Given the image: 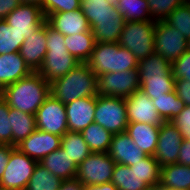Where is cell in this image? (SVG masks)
<instances>
[{
	"instance_id": "6da1fadb",
	"label": "cell",
	"mask_w": 190,
	"mask_h": 190,
	"mask_svg": "<svg viewBox=\"0 0 190 190\" xmlns=\"http://www.w3.org/2000/svg\"><path fill=\"white\" fill-rule=\"evenodd\" d=\"M95 43H118L125 21L114 0H81Z\"/></svg>"
},
{
	"instance_id": "7a4b0ae2",
	"label": "cell",
	"mask_w": 190,
	"mask_h": 190,
	"mask_svg": "<svg viewBox=\"0 0 190 190\" xmlns=\"http://www.w3.org/2000/svg\"><path fill=\"white\" fill-rule=\"evenodd\" d=\"M50 94V84L38 72H32L0 91V97L10 108L33 115Z\"/></svg>"
},
{
	"instance_id": "3957f363",
	"label": "cell",
	"mask_w": 190,
	"mask_h": 190,
	"mask_svg": "<svg viewBox=\"0 0 190 190\" xmlns=\"http://www.w3.org/2000/svg\"><path fill=\"white\" fill-rule=\"evenodd\" d=\"M98 76L87 63H79L63 77L50 83L51 95L68 104L76 99L97 96Z\"/></svg>"
},
{
	"instance_id": "277c9868",
	"label": "cell",
	"mask_w": 190,
	"mask_h": 190,
	"mask_svg": "<svg viewBox=\"0 0 190 190\" xmlns=\"http://www.w3.org/2000/svg\"><path fill=\"white\" fill-rule=\"evenodd\" d=\"M64 35L46 22V48L43 64L37 71L49 84L74 69L79 62L68 52Z\"/></svg>"
},
{
	"instance_id": "5b68a950",
	"label": "cell",
	"mask_w": 190,
	"mask_h": 190,
	"mask_svg": "<svg viewBox=\"0 0 190 190\" xmlns=\"http://www.w3.org/2000/svg\"><path fill=\"white\" fill-rule=\"evenodd\" d=\"M96 76L137 69V58L119 43H95L94 50L86 62Z\"/></svg>"
},
{
	"instance_id": "8992f818",
	"label": "cell",
	"mask_w": 190,
	"mask_h": 190,
	"mask_svg": "<svg viewBox=\"0 0 190 190\" xmlns=\"http://www.w3.org/2000/svg\"><path fill=\"white\" fill-rule=\"evenodd\" d=\"M156 21H128L120 35L119 45L128 49L137 60L155 53Z\"/></svg>"
},
{
	"instance_id": "52a82bcc",
	"label": "cell",
	"mask_w": 190,
	"mask_h": 190,
	"mask_svg": "<svg viewBox=\"0 0 190 190\" xmlns=\"http://www.w3.org/2000/svg\"><path fill=\"white\" fill-rule=\"evenodd\" d=\"M126 100L97 95L94 122L112 134L126 132L128 126Z\"/></svg>"
},
{
	"instance_id": "ba28073f",
	"label": "cell",
	"mask_w": 190,
	"mask_h": 190,
	"mask_svg": "<svg viewBox=\"0 0 190 190\" xmlns=\"http://www.w3.org/2000/svg\"><path fill=\"white\" fill-rule=\"evenodd\" d=\"M37 163V161L22 153L17 147H14L10 153V159L3 176L0 179V189H26Z\"/></svg>"
},
{
	"instance_id": "9c48e42d",
	"label": "cell",
	"mask_w": 190,
	"mask_h": 190,
	"mask_svg": "<svg viewBox=\"0 0 190 190\" xmlns=\"http://www.w3.org/2000/svg\"><path fill=\"white\" fill-rule=\"evenodd\" d=\"M116 163L108 153L91 152L77 167L76 178L84 185H101L111 182Z\"/></svg>"
},
{
	"instance_id": "30bf717a",
	"label": "cell",
	"mask_w": 190,
	"mask_h": 190,
	"mask_svg": "<svg viewBox=\"0 0 190 190\" xmlns=\"http://www.w3.org/2000/svg\"><path fill=\"white\" fill-rule=\"evenodd\" d=\"M140 89L139 72L129 69L98 76L97 95L127 98Z\"/></svg>"
},
{
	"instance_id": "8fae6325",
	"label": "cell",
	"mask_w": 190,
	"mask_h": 190,
	"mask_svg": "<svg viewBox=\"0 0 190 190\" xmlns=\"http://www.w3.org/2000/svg\"><path fill=\"white\" fill-rule=\"evenodd\" d=\"M155 53L172 63L187 50V39L165 21L155 23Z\"/></svg>"
},
{
	"instance_id": "7c38bea8",
	"label": "cell",
	"mask_w": 190,
	"mask_h": 190,
	"mask_svg": "<svg viewBox=\"0 0 190 190\" xmlns=\"http://www.w3.org/2000/svg\"><path fill=\"white\" fill-rule=\"evenodd\" d=\"M37 129L63 136L68 131L65 104L51 94L35 113Z\"/></svg>"
},
{
	"instance_id": "4fadbf2b",
	"label": "cell",
	"mask_w": 190,
	"mask_h": 190,
	"mask_svg": "<svg viewBox=\"0 0 190 190\" xmlns=\"http://www.w3.org/2000/svg\"><path fill=\"white\" fill-rule=\"evenodd\" d=\"M182 142L183 138L178 128L170 121L164 122L160 126L154 159L161 166L177 163Z\"/></svg>"
},
{
	"instance_id": "5bb4252c",
	"label": "cell",
	"mask_w": 190,
	"mask_h": 190,
	"mask_svg": "<svg viewBox=\"0 0 190 190\" xmlns=\"http://www.w3.org/2000/svg\"><path fill=\"white\" fill-rule=\"evenodd\" d=\"M4 21L20 32L23 38L28 39L46 21V18L40 6L21 3L4 18Z\"/></svg>"
},
{
	"instance_id": "9a60e30c",
	"label": "cell",
	"mask_w": 190,
	"mask_h": 190,
	"mask_svg": "<svg viewBox=\"0 0 190 190\" xmlns=\"http://www.w3.org/2000/svg\"><path fill=\"white\" fill-rule=\"evenodd\" d=\"M129 123L162 125L164 121L157 112L153 100L140 89L125 98Z\"/></svg>"
},
{
	"instance_id": "2e32d148",
	"label": "cell",
	"mask_w": 190,
	"mask_h": 190,
	"mask_svg": "<svg viewBox=\"0 0 190 190\" xmlns=\"http://www.w3.org/2000/svg\"><path fill=\"white\" fill-rule=\"evenodd\" d=\"M60 146L61 136L37 129L16 147L33 160L41 162L46 155L56 151Z\"/></svg>"
},
{
	"instance_id": "e0dca14e",
	"label": "cell",
	"mask_w": 190,
	"mask_h": 190,
	"mask_svg": "<svg viewBox=\"0 0 190 190\" xmlns=\"http://www.w3.org/2000/svg\"><path fill=\"white\" fill-rule=\"evenodd\" d=\"M96 97H84L65 104L68 131L81 133L94 122Z\"/></svg>"
},
{
	"instance_id": "ac0fdd59",
	"label": "cell",
	"mask_w": 190,
	"mask_h": 190,
	"mask_svg": "<svg viewBox=\"0 0 190 190\" xmlns=\"http://www.w3.org/2000/svg\"><path fill=\"white\" fill-rule=\"evenodd\" d=\"M108 155L116 164L127 166H133L147 156L126 132L113 134Z\"/></svg>"
},
{
	"instance_id": "d6986e66",
	"label": "cell",
	"mask_w": 190,
	"mask_h": 190,
	"mask_svg": "<svg viewBox=\"0 0 190 190\" xmlns=\"http://www.w3.org/2000/svg\"><path fill=\"white\" fill-rule=\"evenodd\" d=\"M46 21L36 29L31 37L22 43L19 53L33 72H37L43 64L46 48Z\"/></svg>"
},
{
	"instance_id": "ffe728a7",
	"label": "cell",
	"mask_w": 190,
	"mask_h": 190,
	"mask_svg": "<svg viewBox=\"0 0 190 190\" xmlns=\"http://www.w3.org/2000/svg\"><path fill=\"white\" fill-rule=\"evenodd\" d=\"M46 22L64 36L91 30L88 19L81 9L50 14L46 17Z\"/></svg>"
},
{
	"instance_id": "44dd1931",
	"label": "cell",
	"mask_w": 190,
	"mask_h": 190,
	"mask_svg": "<svg viewBox=\"0 0 190 190\" xmlns=\"http://www.w3.org/2000/svg\"><path fill=\"white\" fill-rule=\"evenodd\" d=\"M33 71L25 63L19 52L0 55V91Z\"/></svg>"
},
{
	"instance_id": "7402d4cb",
	"label": "cell",
	"mask_w": 190,
	"mask_h": 190,
	"mask_svg": "<svg viewBox=\"0 0 190 190\" xmlns=\"http://www.w3.org/2000/svg\"><path fill=\"white\" fill-rule=\"evenodd\" d=\"M160 126L146 123H128L126 133L146 155L153 156L158 142Z\"/></svg>"
},
{
	"instance_id": "603a6c76",
	"label": "cell",
	"mask_w": 190,
	"mask_h": 190,
	"mask_svg": "<svg viewBox=\"0 0 190 190\" xmlns=\"http://www.w3.org/2000/svg\"><path fill=\"white\" fill-rule=\"evenodd\" d=\"M40 163L61 180L76 178L78 166L71 163L70 157L61 147L46 155Z\"/></svg>"
},
{
	"instance_id": "cb8c5ba5",
	"label": "cell",
	"mask_w": 190,
	"mask_h": 190,
	"mask_svg": "<svg viewBox=\"0 0 190 190\" xmlns=\"http://www.w3.org/2000/svg\"><path fill=\"white\" fill-rule=\"evenodd\" d=\"M159 183L170 189L190 190V166L179 163L162 166Z\"/></svg>"
},
{
	"instance_id": "d4e9b609",
	"label": "cell",
	"mask_w": 190,
	"mask_h": 190,
	"mask_svg": "<svg viewBox=\"0 0 190 190\" xmlns=\"http://www.w3.org/2000/svg\"><path fill=\"white\" fill-rule=\"evenodd\" d=\"M140 83L143 80L155 77H174L171 71V63L161 55L153 53L137 63Z\"/></svg>"
},
{
	"instance_id": "484cf974",
	"label": "cell",
	"mask_w": 190,
	"mask_h": 190,
	"mask_svg": "<svg viewBox=\"0 0 190 190\" xmlns=\"http://www.w3.org/2000/svg\"><path fill=\"white\" fill-rule=\"evenodd\" d=\"M9 117H11L12 145L14 147L37 130L36 119L33 114L10 108Z\"/></svg>"
},
{
	"instance_id": "4316f807",
	"label": "cell",
	"mask_w": 190,
	"mask_h": 190,
	"mask_svg": "<svg viewBox=\"0 0 190 190\" xmlns=\"http://www.w3.org/2000/svg\"><path fill=\"white\" fill-rule=\"evenodd\" d=\"M64 40L68 52L79 63H86L89 60L95 46L94 35L91 30L88 32L65 36Z\"/></svg>"
},
{
	"instance_id": "83f0119b",
	"label": "cell",
	"mask_w": 190,
	"mask_h": 190,
	"mask_svg": "<svg viewBox=\"0 0 190 190\" xmlns=\"http://www.w3.org/2000/svg\"><path fill=\"white\" fill-rule=\"evenodd\" d=\"M70 157L71 163L77 166L84 161L91 153L88 144L84 141L79 132L67 131L61 137V146Z\"/></svg>"
},
{
	"instance_id": "f1b7e54d",
	"label": "cell",
	"mask_w": 190,
	"mask_h": 190,
	"mask_svg": "<svg viewBox=\"0 0 190 190\" xmlns=\"http://www.w3.org/2000/svg\"><path fill=\"white\" fill-rule=\"evenodd\" d=\"M91 152L108 153L113 134L93 122L81 132Z\"/></svg>"
},
{
	"instance_id": "f546056e",
	"label": "cell",
	"mask_w": 190,
	"mask_h": 190,
	"mask_svg": "<svg viewBox=\"0 0 190 190\" xmlns=\"http://www.w3.org/2000/svg\"><path fill=\"white\" fill-rule=\"evenodd\" d=\"M111 182L119 190H143L148 186L135 170L123 164L115 165Z\"/></svg>"
},
{
	"instance_id": "4dcf8cb0",
	"label": "cell",
	"mask_w": 190,
	"mask_h": 190,
	"mask_svg": "<svg viewBox=\"0 0 190 190\" xmlns=\"http://www.w3.org/2000/svg\"><path fill=\"white\" fill-rule=\"evenodd\" d=\"M124 21H153L146 0H114Z\"/></svg>"
},
{
	"instance_id": "1f68e13d",
	"label": "cell",
	"mask_w": 190,
	"mask_h": 190,
	"mask_svg": "<svg viewBox=\"0 0 190 190\" xmlns=\"http://www.w3.org/2000/svg\"><path fill=\"white\" fill-rule=\"evenodd\" d=\"M153 104L164 122L171 121L182 112L185 103L173 92L163 94L153 100Z\"/></svg>"
},
{
	"instance_id": "d6a6232c",
	"label": "cell",
	"mask_w": 190,
	"mask_h": 190,
	"mask_svg": "<svg viewBox=\"0 0 190 190\" xmlns=\"http://www.w3.org/2000/svg\"><path fill=\"white\" fill-rule=\"evenodd\" d=\"M62 180L50 173L40 162L34 168L26 190H58Z\"/></svg>"
},
{
	"instance_id": "836d02e7",
	"label": "cell",
	"mask_w": 190,
	"mask_h": 190,
	"mask_svg": "<svg viewBox=\"0 0 190 190\" xmlns=\"http://www.w3.org/2000/svg\"><path fill=\"white\" fill-rule=\"evenodd\" d=\"M25 38L12 26L6 24L4 19L0 22V55L19 52Z\"/></svg>"
},
{
	"instance_id": "e575fe53",
	"label": "cell",
	"mask_w": 190,
	"mask_h": 190,
	"mask_svg": "<svg viewBox=\"0 0 190 190\" xmlns=\"http://www.w3.org/2000/svg\"><path fill=\"white\" fill-rule=\"evenodd\" d=\"M174 77H155L143 80L140 83V90L143 91L152 100L174 91Z\"/></svg>"
},
{
	"instance_id": "d590c367",
	"label": "cell",
	"mask_w": 190,
	"mask_h": 190,
	"mask_svg": "<svg viewBox=\"0 0 190 190\" xmlns=\"http://www.w3.org/2000/svg\"><path fill=\"white\" fill-rule=\"evenodd\" d=\"M129 168L133 171L135 170L147 185L159 183L162 166L153 156L147 155L143 160L129 166Z\"/></svg>"
},
{
	"instance_id": "8d00e7d4",
	"label": "cell",
	"mask_w": 190,
	"mask_h": 190,
	"mask_svg": "<svg viewBox=\"0 0 190 190\" xmlns=\"http://www.w3.org/2000/svg\"><path fill=\"white\" fill-rule=\"evenodd\" d=\"M168 25L175 27L185 39L190 38V0L177 7L165 20Z\"/></svg>"
},
{
	"instance_id": "74e56055",
	"label": "cell",
	"mask_w": 190,
	"mask_h": 190,
	"mask_svg": "<svg viewBox=\"0 0 190 190\" xmlns=\"http://www.w3.org/2000/svg\"><path fill=\"white\" fill-rule=\"evenodd\" d=\"M153 21H164L177 7L188 0H146Z\"/></svg>"
},
{
	"instance_id": "f35d334b",
	"label": "cell",
	"mask_w": 190,
	"mask_h": 190,
	"mask_svg": "<svg viewBox=\"0 0 190 190\" xmlns=\"http://www.w3.org/2000/svg\"><path fill=\"white\" fill-rule=\"evenodd\" d=\"M81 0H43L41 8L45 18L53 13L80 9Z\"/></svg>"
},
{
	"instance_id": "ab89813d",
	"label": "cell",
	"mask_w": 190,
	"mask_h": 190,
	"mask_svg": "<svg viewBox=\"0 0 190 190\" xmlns=\"http://www.w3.org/2000/svg\"><path fill=\"white\" fill-rule=\"evenodd\" d=\"M9 110L8 103L0 97V145H12V127Z\"/></svg>"
},
{
	"instance_id": "60d3db41",
	"label": "cell",
	"mask_w": 190,
	"mask_h": 190,
	"mask_svg": "<svg viewBox=\"0 0 190 190\" xmlns=\"http://www.w3.org/2000/svg\"><path fill=\"white\" fill-rule=\"evenodd\" d=\"M171 71L175 80L190 81V51L186 50L176 61L171 63Z\"/></svg>"
},
{
	"instance_id": "b9f144b4",
	"label": "cell",
	"mask_w": 190,
	"mask_h": 190,
	"mask_svg": "<svg viewBox=\"0 0 190 190\" xmlns=\"http://www.w3.org/2000/svg\"><path fill=\"white\" fill-rule=\"evenodd\" d=\"M170 122L178 128L183 140H190V106H185Z\"/></svg>"
},
{
	"instance_id": "7bdbcfd3",
	"label": "cell",
	"mask_w": 190,
	"mask_h": 190,
	"mask_svg": "<svg viewBox=\"0 0 190 190\" xmlns=\"http://www.w3.org/2000/svg\"><path fill=\"white\" fill-rule=\"evenodd\" d=\"M174 88L177 96L185 103L186 106H190V81L182 79L175 80Z\"/></svg>"
},
{
	"instance_id": "ee69618b",
	"label": "cell",
	"mask_w": 190,
	"mask_h": 190,
	"mask_svg": "<svg viewBox=\"0 0 190 190\" xmlns=\"http://www.w3.org/2000/svg\"><path fill=\"white\" fill-rule=\"evenodd\" d=\"M21 3V0H0V18L4 19Z\"/></svg>"
},
{
	"instance_id": "f6af8a7d",
	"label": "cell",
	"mask_w": 190,
	"mask_h": 190,
	"mask_svg": "<svg viewBox=\"0 0 190 190\" xmlns=\"http://www.w3.org/2000/svg\"><path fill=\"white\" fill-rule=\"evenodd\" d=\"M13 148V145H0V179L3 176Z\"/></svg>"
},
{
	"instance_id": "bcb514c9",
	"label": "cell",
	"mask_w": 190,
	"mask_h": 190,
	"mask_svg": "<svg viewBox=\"0 0 190 190\" xmlns=\"http://www.w3.org/2000/svg\"><path fill=\"white\" fill-rule=\"evenodd\" d=\"M177 163L190 166V140H183Z\"/></svg>"
},
{
	"instance_id": "7dc6e473",
	"label": "cell",
	"mask_w": 190,
	"mask_h": 190,
	"mask_svg": "<svg viewBox=\"0 0 190 190\" xmlns=\"http://www.w3.org/2000/svg\"><path fill=\"white\" fill-rule=\"evenodd\" d=\"M58 190H85V186L77 179L62 180Z\"/></svg>"
},
{
	"instance_id": "c3c4849f",
	"label": "cell",
	"mask_w": 190,
	"mask_h": 190,
	"mask_svg": "<svg viewBox=\"0 0 190 190\" xmlns=\"http://www.w3.org/2000/svg\"><path fill=\"white\" fill-rule=\"evenodd\" d=\"M85 190H119L112 182L101 185L85 186Z\"/></svg>"
},
{
	"instance_id": "681fc988",
	"label": "cell",
	"mask_w": 190,
	"mask_h": 190,
	"mask_svg": "<svg viewBox=\"0 0 190 190\" xmlns=\"http://www.w3.org/2000/svg\"><path fill=\"white\" fill-rule=\"evenodd\" d=\"M143 190H163V187L160 183L148 185Z\"/></svg>"
},
{
	"instance_id": "f907efd6",
	"label": "cell",
	"mask_w": 190,
	"mask_h": 190,
	"mask_svg": "<svg viewBox=\"0 0 190 190\" xmlns=\"http://www.w3.org/2000/svg\"><path fill=\"white\" fill-rule=\"evenodd\" d=\"M21 2L25 4H35L41 7L43 0H21Z\"/></svg>"
},
{
	"instance_id": "816d5d0a",
	"label": "cell",
	"mask_w": 190,
	"mask_h": 190,
	"mask_svg": "<svg viewBox=\"0 0 190 190\" xmlns=\"http://www.w3.org/2000/svg\"><path fill=\"white\" fill-rule=\"evenodd\" d=\"M187 50H189V51H190V38H189V39H187Z\"/></svg>"
},
{
	"instance_id": "f5cc1de1",
	"label": "cell",
	"mask_w": 190,
	"mask_h": 190,
	"mask_svg": "<svg viewBox=\"0 0 190 190\" xmlns=\"http://www.w3.org/2000/svg\"><path fill=\"white\" fill-rule=\"evenodd\" d=\"M163 190H176V189H170V188L163 187Z\"/></svg>"
}]
</instances>
